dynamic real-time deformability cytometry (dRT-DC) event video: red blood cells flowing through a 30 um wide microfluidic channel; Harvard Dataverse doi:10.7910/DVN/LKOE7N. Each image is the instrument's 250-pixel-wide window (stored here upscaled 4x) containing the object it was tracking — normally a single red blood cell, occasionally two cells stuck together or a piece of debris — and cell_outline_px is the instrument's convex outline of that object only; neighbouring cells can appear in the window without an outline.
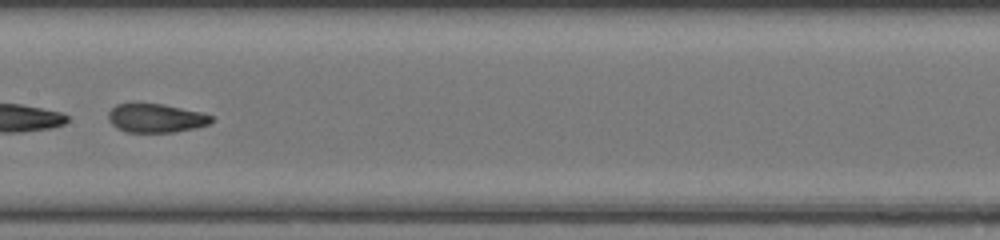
{"species": "common noctule bat (a hibernating species)", "species_latin": "Nyctalus noctula", "temperature_condition": "room temperature", "stored_images_in_passage": 48, "segment_of_instrument_passage": [2, 2], "camera_frame_rate_fps": 3000, "um_per_image_px": 0.085, "animal": {"sex": "female", "body_mass_g": 20.0, "forearm_length_mm": 54.0}, "frame": {"image": 1, "passage_image": 26, "time_ms": 8.333, "image_size_px": [1000, 240], "cell_outline_px": [[212, 120], [208, 124], [196, 128], [172, 132], [128, 132], [116, 128], [108, 120], [108, 112], [116, 104], [164, 104], [200, 112], [212, 116]], "centroid_in_image_um": [13.23, 10.04], "position_along_channel_um": 194.2, "area_um2": 17.11}}